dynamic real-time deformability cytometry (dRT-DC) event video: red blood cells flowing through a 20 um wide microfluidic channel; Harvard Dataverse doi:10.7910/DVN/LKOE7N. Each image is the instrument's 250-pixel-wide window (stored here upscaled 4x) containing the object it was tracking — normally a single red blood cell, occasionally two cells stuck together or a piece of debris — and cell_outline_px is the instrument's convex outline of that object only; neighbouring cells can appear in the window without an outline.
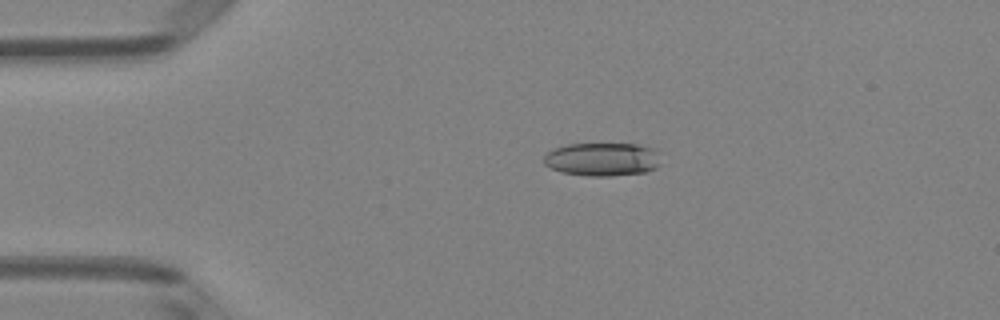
{"species": "Egyptian fruit bat (a non-hibernating species)", "species_latin": "Rousettus aegyptiacus", "temperature_condition": "room temperature", "stored_images_in_passage": 48, "camera_frame_rate_fps": 3000, "um_per_image_px": 0.085, "animal": {"sex": "female"}, "frame": {"image": 1, "passage_image": 8, "time_ms": 2.333, "image_size_px": [1000, 320], "cell_outline_px": [[660, 164], [656, 168], [644, 172], [612, 176], [588, 176], [560, 172], [544, 164], [544, 156], [548, 152], [556, 148], [568, 144], [636, 144], [656, 148], [660, 152]], "centroid_in_image_um": [51.25, 13.54], "position_along_channel_um": 33.7, "area_um2": 22.95}}
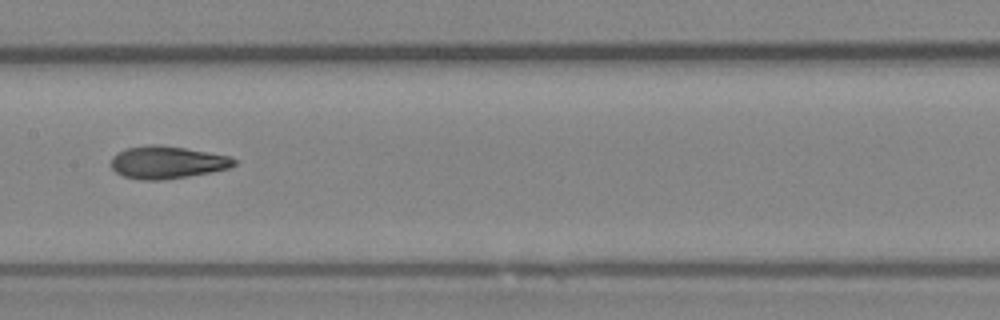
{"frame": {"image": 2, "passage_image": 23, "time_ms": 7.333, "image_size_px": [1000, 320], "cell_outline_px": [[236, 164], [228, 168], [212, 172], [188, 176], [160, 180], [140, 180], [124, 176], [116, 172], [112, 168], [112, 156], [116, 152], [124, 148], [148, 144], [160, 144], [184, 148], [228, 156], [236, 160]], "centroid_in_image_um": [14.16, 13.79], "position_along_channel_um": 193.2, "area_um2": 23.29}}
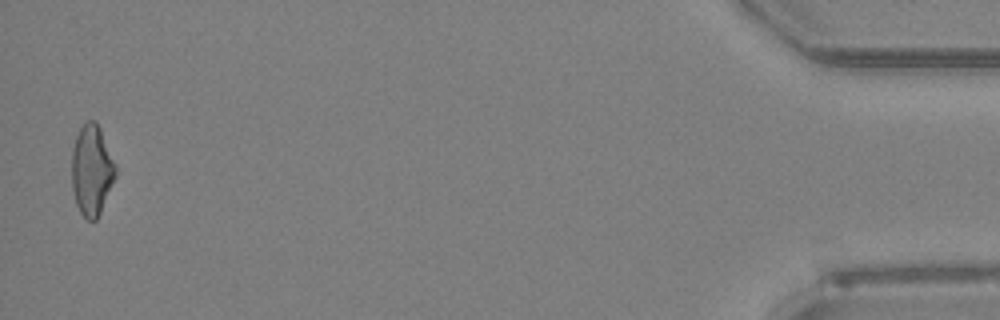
{"frame": {"image": 3, "passage_image": 47, "time_ms": 15.333, "image_size_px": [1000, 320], "cell_outline_px": [[116, 176], [100, 212], [96, 220], [88, 220], [80, 212], [76, 204], [72, 188], [72, 148], [76, 136], [84, 120], [96, 120], [100, 128], [116, 164]], "centroid_in_image_um": [7.79, 14.42], "position_along_channel_um": 427.4, "area_um2": 23.18}, "authors_computed_cell_mechanics": {"area_um2": 23.0911, "velocity_mm_per_s": 4.0669, "shape_relaxation_time_tau1_ms": null, "shape_relaxation_time_tau2_ms": 2.1943, "deformation_change_tau1": null, "deformation_change_tau2": 0.1047}}